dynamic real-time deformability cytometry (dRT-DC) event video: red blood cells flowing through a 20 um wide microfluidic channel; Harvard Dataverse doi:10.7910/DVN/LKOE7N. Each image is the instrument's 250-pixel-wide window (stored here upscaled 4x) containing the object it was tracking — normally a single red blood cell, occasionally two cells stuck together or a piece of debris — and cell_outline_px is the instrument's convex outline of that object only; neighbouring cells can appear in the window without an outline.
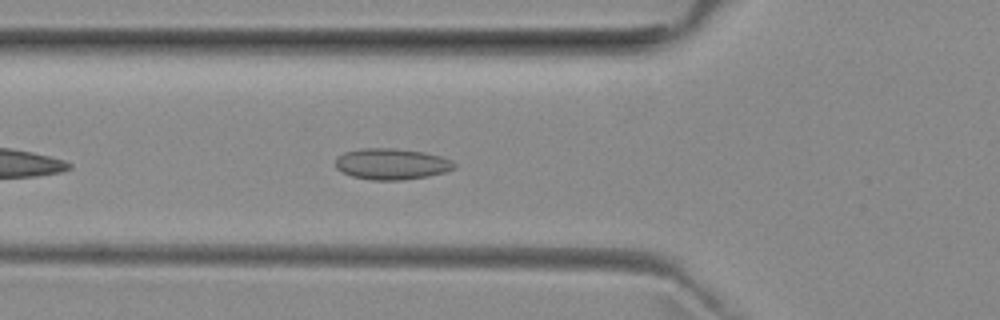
{"species": "common noctule bat (a hibernating species)", "species_latin": "Nyctalus noctula", "temperature_condition": "room temperature", "stored_images_in_passage": 38, "camera_frame_rate_fps": 3000, "um_per_image_px": 0.085, "animal": {"sex": "female", "body_mass_g": 29.2, "forearm_length_mm": 56.3}, "frame": {"image": 1, "passage_image": 6, "time_ms": 1.667, "image_size_px": [1000, 320], "cell_outline_px": [[456, 168], [444, 172], [428, 176], [404, 180], [372, 180], [352, 176], [340, 172], [336, 168], [336, 156], [344, 152], [360, 148], [392, 148], [424, 152], [440, 156], [452, 160], [456, 164]], "centroid_in_image_um": [33.27, 13.94], "position_along_channel_um": 92.5, "area_um2": 21.73}}
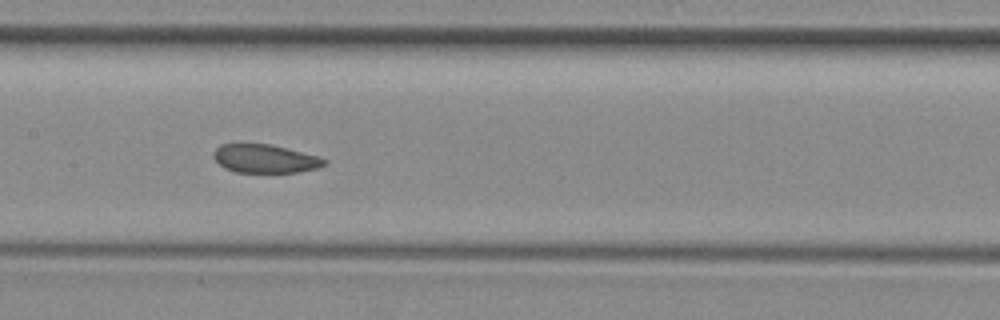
{"frame": {"image": 2, "passage_image": 13, "time_ms": 4.0, "image_size_px": [1000, 320], "cell_outline_px": [[328, 164], [316, 168], [296, 172], [236, 172], [224, 168], [212, 156], [216, 148], [220, 144], [268, 144], [316, 156], [328, 160]], "centroid_in_image_um": [22.5, 13.49], "position_along_channel_um": 184.9, "area_um2": 18.03}}
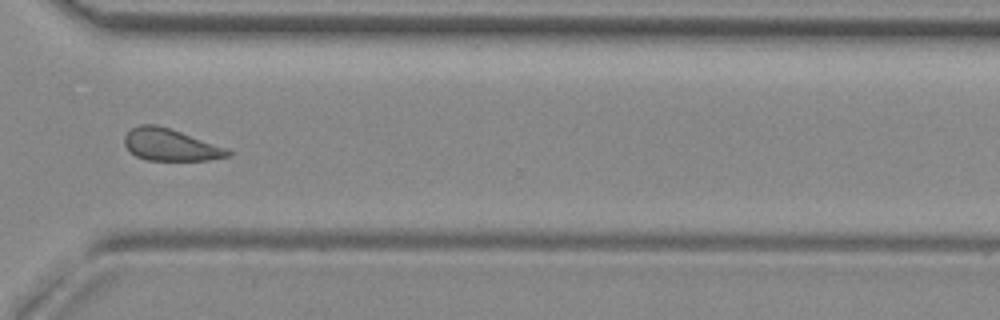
{"frame": {"image": 3, "passage_image": 26, "time_ms": 8.333, "image_size_px": [1000, 320], "cell_outline_px": [[232, 152], [228, 156], [208, 160], [148, 160], [136, 156], [124, 144], [124, 136], [132, 128], [140, 124], [156, 124], [228, 148]], "centroid_in_image_um": [14.48, 12.31], "position_along_channel_um": 356.1, "area_um2": 19.02}, "authors_computed_cell_mechanics": {"area_um2": 20.1144, "velocity_mm_per_s": 3.9515, "shape_relaxation_time_tau1_ms": null, "shape_relaxation_time_tau2_ms": 2.8579, "deformation_change_tau1": null, "deformation_change_tau2": 0.0835}}